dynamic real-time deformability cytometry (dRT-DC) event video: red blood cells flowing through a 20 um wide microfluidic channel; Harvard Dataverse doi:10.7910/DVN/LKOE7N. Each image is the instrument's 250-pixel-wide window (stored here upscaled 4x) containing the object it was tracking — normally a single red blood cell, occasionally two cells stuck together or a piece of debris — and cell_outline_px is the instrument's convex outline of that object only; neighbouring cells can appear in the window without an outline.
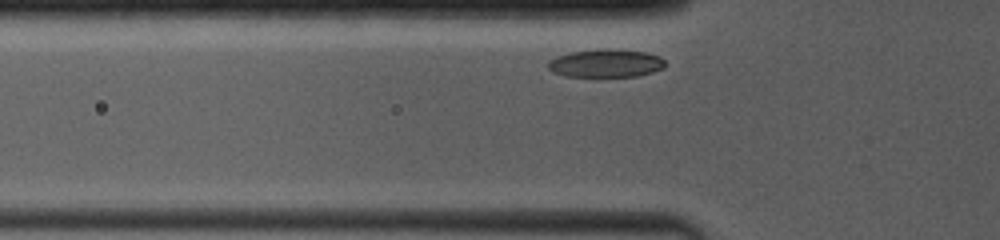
{"species": "common noctule bat (a hibernating species)", "species_latin": "Nyctalus noctula", "temperature_condition": "room temperature", "stored_images_in_passage": 42, "camera_frame_rate_fps": 4000, "um_per_image_px": 0.085, "animal": {"sex": "female", "body_mass_g": 19.0, "forearm_length_mm": 53.3}, "frame": {"image": 1, "passage_image": 3, "time_ms": 0.5, "image_size_px": [1000, 240], "cell_outline_px": [[664, 68], [652, 72], [636, 76], [568, 76], [552, 72], [548, 68], [548, 60], [556, 56], [572, 52], [596, 48], [612, 48], [644, 52], [660, 56], [664, 60]], "centroid_in_image_um": [51.48, 5.36], "position_along_channel_um": 74.3, "area_um2": 19.25}}
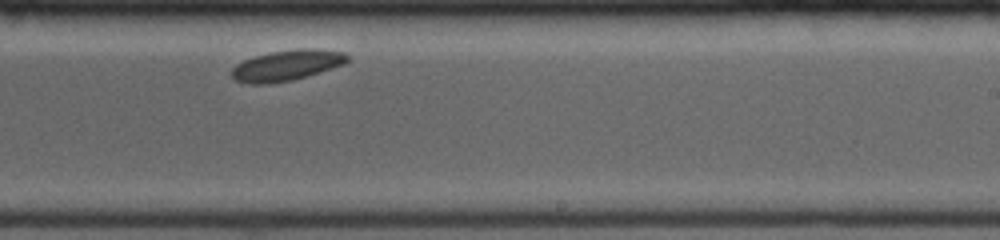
{"frame": {"image": 2, "passage_image": 26, "time_ms": 5.75, "image_size_px": [1000, 240], "cell_outline_px": [[352, 60], [344, 64], [304, 76], [288, 80], [268, 84], [248, 84], [236, 80], [232, 76], [232, 68], [236, 64], [244, 60], [268, 52], [296, 48], [316, 48], [344, 52], [352, 56]], "centroid_in_image_um": [24.41, 5.52], "position_along_channel_um": 264.6, "area_um2": 20.69}}
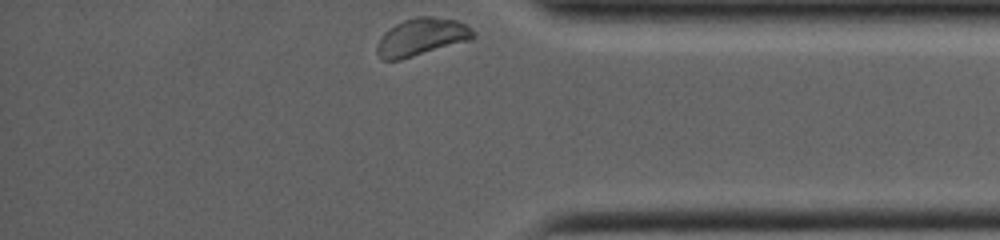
{"frame": {"image": 3, "passage_image": 42, "time_ms": 9.5, "image_size_px": [1000, 240], "cell_outline_px": [[476, 36], [472, 40], [400, 60], [380, 60], [376, 52], [376, 44], [384, 32], [396, 24], [404, 20], [416, 16], [432, 16], [456, 20], [472, 28], [476, 32]], "centroid_in_image_um": [35.84, 3.15], "position_along_channel_um": 399.4, "area_um2": 21.33}}